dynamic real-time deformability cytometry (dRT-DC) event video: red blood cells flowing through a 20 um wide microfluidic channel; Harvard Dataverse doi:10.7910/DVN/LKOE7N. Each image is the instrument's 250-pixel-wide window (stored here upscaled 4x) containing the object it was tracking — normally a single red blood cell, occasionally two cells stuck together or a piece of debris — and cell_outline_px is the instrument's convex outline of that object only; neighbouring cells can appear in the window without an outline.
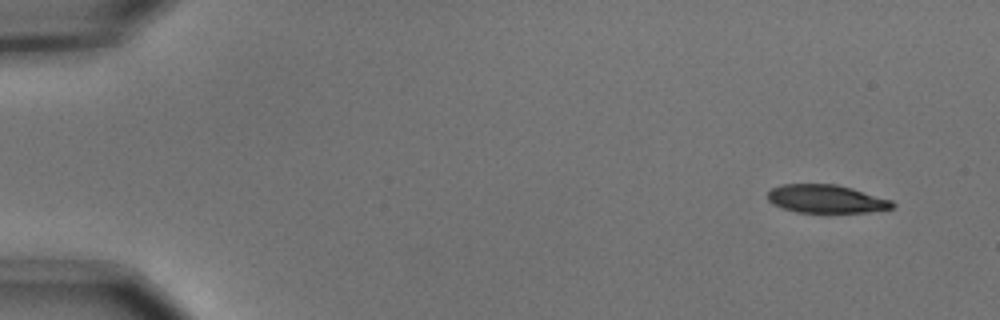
{"species": "common noctule bat (a hibernating species)", "species_latin": "Nyctalus noctula", "temperature_condition": "cold", "stored_images_in_passage": 9, "camera_frame_rate_fps": 3000, "um_per_image_px": 0.085, "animal": {"sex": "male", "body_mass_g": 15.6}, "frame": {"image": 1, "passage_image": 1, "time_ms": 0.0, "image_size_px": [1000, 320], "cell_outline_px": [[896, 204], [892, 208], [868, 212], [796, 212], [772, 204], [768, 200], [768, 192], [772, 188], [780, 184], [836, 184], [852, 188], [892, 200]], "centroid_in_image_um": [70.22, 16.9], "position_along_channel_um": 14.8, "area_um2": 20.46}}
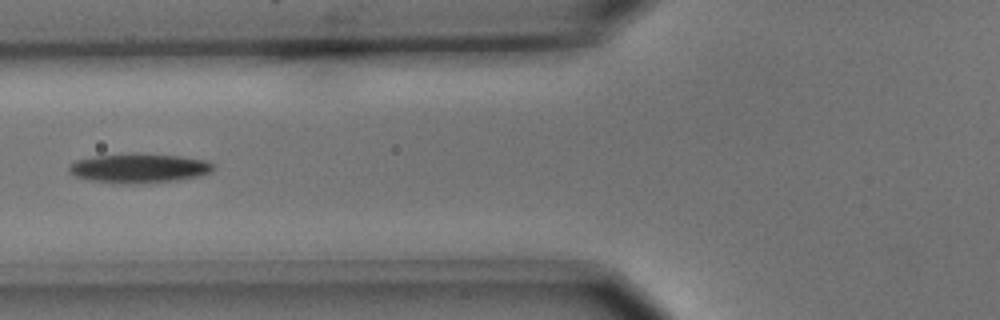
{"frame": {"image": 2, "passage_image": 6, "time_ms": 1.667, "image_size_px": [1000, 320], "cell_outline_px": [[212, 172], [196, 176], [176, 180], [140, 184], [120, 184], [88, 180], [76, 176], [68, 172], [68, 168], [76, 160], [92, 156], [180, 156], [204, 160], [212, 164]], "centroid_in_image_um": [11.77, 14.35], "position_along_channel_um": 114.0, "area_um2": 23.64}}
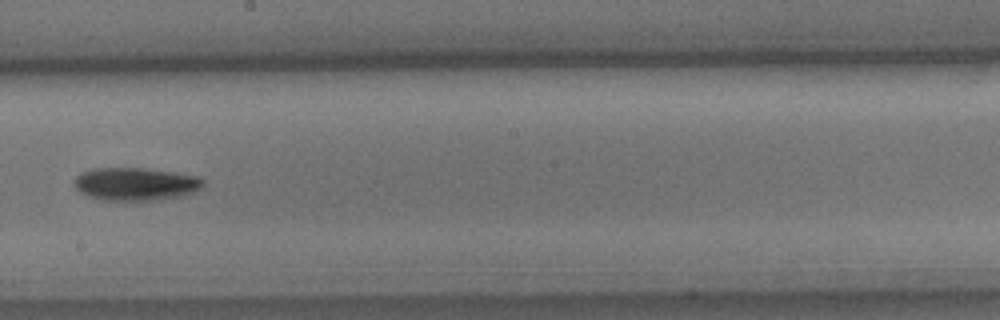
{"frame": {"image": 3, "passage_image": 9, "time_ms": 2.667, "image_size_px": [1000, 320], "cell_outline_px": [[204, 188], [196, 192], [184, 196], [160, 200], [104, 200], [88, 196], [80, 192], [72, 184], [76, 176], [80, 172], [92, 168], [144, 168], [200, 176], [204, 180]], "centroid_in_image_um": [11.56, 15.64], "position_along_channel_um": 236.6, "area_um2": 25.2}}